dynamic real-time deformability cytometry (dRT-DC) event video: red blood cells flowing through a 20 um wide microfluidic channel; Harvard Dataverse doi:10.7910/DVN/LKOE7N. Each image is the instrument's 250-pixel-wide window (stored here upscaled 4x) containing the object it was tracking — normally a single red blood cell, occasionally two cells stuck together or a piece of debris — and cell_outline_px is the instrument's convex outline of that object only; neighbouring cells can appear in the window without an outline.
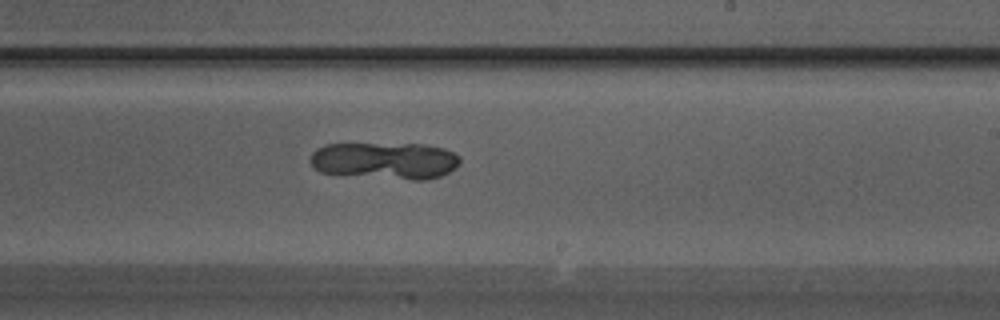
{"species": "Egyptian fruit bat (a non-hibernating species)", "species_latin": "Rousettus aegyptiacus", "temperature_condition": "warm", "stored_images_in_passage": 25, "camera_frame_rate_fps": 3000, "um_per_image_px": 0.085, "animal": {"sex": "male"}, "frame": {"image": 1, "passage_image": 14, "time_ms": 4.333, "image_size_px": [1000, 320], "cell_outline_px": [[460, 164], [456, 168], [440, 176], [424, 180], [412, 180], [320, 172], [312, 168], [308, 160], [312, 152], [316, 148], [324, 144], [420, 144], [444, 148], [460, 156]], "centroid_in_image_um": [32.7, 13.65], "position_along_channel_um": 256.3, "area_um2": 32.37}}